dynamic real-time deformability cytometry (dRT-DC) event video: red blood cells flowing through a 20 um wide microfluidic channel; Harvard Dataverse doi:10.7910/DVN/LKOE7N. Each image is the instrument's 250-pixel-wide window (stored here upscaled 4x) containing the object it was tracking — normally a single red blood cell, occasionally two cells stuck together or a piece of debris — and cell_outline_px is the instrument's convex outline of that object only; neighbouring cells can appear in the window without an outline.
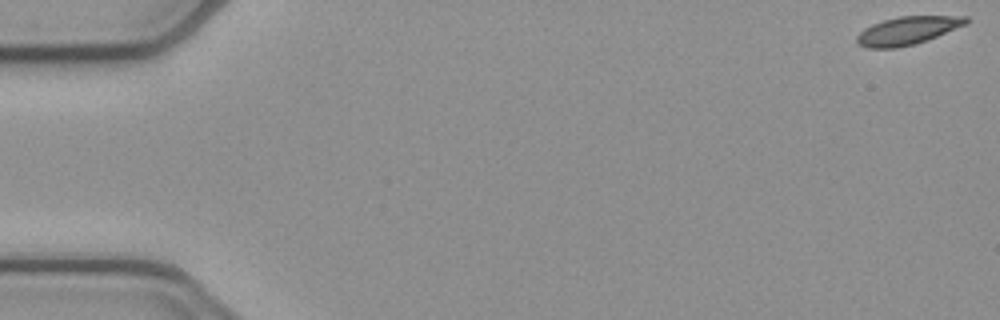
{"species": "common noctule bat (a hibernating species)", "species_latin": "Nyctalus noctula", "temperature_condition": "cold", "stored_images_in_passage": 2, "camera_frame_rate_fps": 3000, "um_per_image_px": 0.085, "animal": {"sex": "female", "body_mass_g": 21.9}, "frame": {"image": 1, "passage_image": 1, "time_ms": 0.0, "image_size_px": [1000, 320], "cell_outline_px": [[972, 20], [968, 24], [928, 40], [896, 48], [868, 48], [856, 44], [856, 36], [864, 28], [872, 24], [884, 20], [900, 16], [968, 16]], "centroid_in_image_um": [77.17, 2.6], "position_along_channel_um": 7.8, "area_um2": 18.03}}